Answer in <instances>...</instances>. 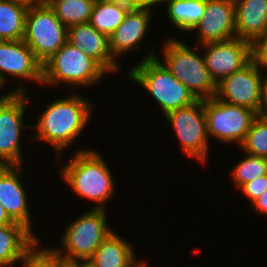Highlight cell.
Returning a JSON list of instances; mask_svg holds the SVG:
<instances>
[{
    "instance_id": "1",
    "label": "cell",
    "mask_w": 267,
    "mask_h": 267,
    "mask_svg": "<svg viewBox=\"0 0 267 267\" xmlns=\"http://www.w3.org/2000/svg\"><path fill=\"white\" fill-rule=\"evenodd\" d=\"M91 105L77 93L50 103L36 125L32 126L37 130L34 138L51 144L59 157L62 150L83 132L92 114Z\"/></svg>"
},
{
    "instance_id": "2",
    "label": "cell",
    "mask_w": 267,
    "mask_h": 267,
    "mask_svg": "<svg viewBox=\"0 0 267 267\" xmlns=\"http://www.w3.org/2000/svg\"><path fill=\"white\" fill-rule=\"evenodd\" d=\"M90 150H78L60 170L62 179L81 198L96 202L94 209H105L104 203L114 194L112 173L103 156Z\"/></svg>"
},
{
    "instance_id": "3",
    "label": "cell",
    "mask_w": 267,
    "mask_h": 267,
    "mask_svg": "<svg viewBox=\"0 0 267 267\" xmlns=\"http://www.w3.org/2000/svg\"><path fill=\"white\" fill-rule=\"evenodd\" d=\"M155 52L129 71L131 81L141 85L160 105L164 115L192 105L197 99L158 59Z\"/></svg>"
},
{
    "instance_id": "4",
    "label": "cell",
    "mask_w": 267,
    "mask_h": 267,
    "mask_svg": "<svg viewBox=\"0 0 267 267\" xmlns=\"http://www.w3.org/2000/svg\"><path fill=\"white\" fill-rule=\"evenodd\" d=\"M163 45L165 67L188 88L194 97L197 100L214 97L217 84L206 67L204 57L199 56L197 46L190 49L184 42L174 38L166 39Z\"/></svg>"
},
{
    "instance_id": "5",
    "label": "cell",
    "mask_w": 267,
    "mask_h": 267,
    "mask_svg": "<svg viewBox=\"0 0 267 267\" xmlns=\"http://www.w3.org/2000/svg\"><path fill=\"white\" fill-rule=\"evenodd\" d=\"M105 212V209L93 208L72 221L63 232L61 238L62 249L52 248L51 250L67 263L88 261L113 231L106 223Z\"/></svg>"
},
{
    "instance_id": "6",
    "label": "cell",
    "mask_w": 267,
    "mask_h": 267,
    "mask_svg": "<svg viewBox=\"0 0 267 267\" xmlns=\"http://www.w3.org/2000/svg\"><path fill=\"white\" fill-rule=\"evenodd\" d=\"M67 35L68 28L45 0L29 6L23 41L42 65L65 44Z\"/></svg>"
},
{
    "instance_id": "7",
    "label": "cell",
    "mask_w": 267,
    "mask_h": 267,
    "mask_svg": "<svg viewBox=\"0 0 267 267\" xmlns=\"http://www.w3.org/2000/svg\"><path fill=\"white\" fill-rule=\"evenodd\" d=\"M107 72L68 41L43 64V83L90 86Z\"/></svg>"
},
{
    "instance_id": "8",
    "label": "cell",
    "mask_w": 267,
    "mask_h": 267,
    "mask_svg": "<svg viewBox=\"0 0 267 267\" xmlns=\"http://www.w3.org/2000/svg\"><path fill=\"white\" fill-rule=\"evenodd\" d=\"M208 137L240 145L257 113L249 108L229 104L216 98L204 100Z\"/></svg>"
},
{
    "instance_id": "9",
    "label": "cell",
    "mask_w": 267,
    "mask_h": 267,
    "mask_svg": "<svg viewBox=\"0 0 267 267\" xmlns=\"http://www.w3.org/2000/svg\"><path fill=\"white\" fill-rule=\"evenodd\" d=\"M164 116L181 142L185 155L205 162L209 139L204 100H197L190 106L172 110Z\"/></svg>"
},
{
    "instance_id": "10",
    "label": "cell",
    "mask_w": 267,
    "mask_h": 267,
    "mask_svg": "<svg viewBox=\"0 0 267 267\" xmlns=\"http://www.w3.org/2000/svg\"><path fill=\"white\" fill-rule=\"evenodd\" d=\"M26 93H14L7 101L0 103V165H22L20 138L27 100Z\"/></svg>"
},
{
    "instance_id": "11",
    "label": "cell",
    "mask_w": 267,
    "mask_h": 267,
    "mask_svg": "<svg viewBox=\"0 0 267 267\" xmlns=\"http://www.w3.org/2000/svg\"><path fill=\"white\" fill-rule=\"evenodd\" d=\"M261 68L253 61L217 83L215 97L219 100L243 106L258 114L262 77Z\"/></svg>"
},
{
    "instance_id": "12",
    "label": "cell",
    "mask_w": 267,
    "mask_h": 267,
    "mask_svg": "<svg viewBox=\"0 0 267 267\" xmlns=\"http://www.w3.org/2000/svg\"><path fill=\"white\" fill-rule=\"evenodd\" d=\"M202 45L206 67L216 84L252 61V43L237 37Z\"/></svg>"
},
{
    "instance_id": "13",
    "label": "cell",
    "mask_w": 267,
    "mask_h": 267,
    "mask_svg": "<svg viewBox=\"0 0 267 267\" xmlns=\"http://www.w3.org/2000/svg\"><path fill=\"white\" fill-rule=\"evenodd\" d=\"M204 12L191 30L198 31V45L236 38L234 0H205Z\"/></svg>"
},
{
    "instance_id": "14",
    "label": "cell",
    "mask_w": 267,
    "mask_h": 267,
    "mask_svg": "<svg viewBox=\"0 0 267 267\" xmlns=\"http://www.w3.org/2000/svg\"><path fill=\"white\" fill-rule=\"evenodd\" d=\"M5 73L43 84V65L23 40L0 41V77L6 83Z\"/></svg>"
},
{
    "instance_id": "15",
    "label": "cell",
    "mask_w": 267,
    "mask_h": 267,
    "mask_svg": "<svg viewBox=\"0 0 267 267\" xmlns=\"http://www.w3.org/2000/svg\"><path fill=\"white\" fill-rule=\"evenodd\" d=\"M22 165H0V203L8 216L32 232L27 194L20 180ZM19 173V174H18Z\"/></svg>"
},
{
    "instance_id": "16",
    "label": "cell",
    "mask_w": 267,
    "mask_h": 267,
    "mask_svg": "<svg viewBox=\"0 0 267 267\" xmlns=\"http://www.w3.org/2000/svg\"><path fill=\"white\" fill-rule=\"evenodd\" d=\"M67 41L95 60L107 73L119 70L109 48V37L98 32L89 22L68 27Z\"/></svg>"
},
{
    "instance_id": "17",
    "label": "cell",
    "mask_w": 267,
    "mask_h": 267,
    "mask_svg": "<svg viewBox=\"0 0 267 267\" xmlns=\"http://www.w3.org/2000/svg\"><path fill=\"white\" fill-rule=\"evenodd\" d=\"M151 8H131L123 22L109 36V48L113 59L132 49H137L141 44L151 20Z\"/></svg>"
},
{
    "instance_id": "18",
    "label": "cell",
    "mask_w": 267,
    "mask_h": 267,
    "mask_svg": "<svg viewBox=\"0 0 267 267\" xmlns=\"http://www.w3.org/2000/svg\"><path fill=\"white\" fill-rule=\"evenodd\" d=\"M39 242L34 233L20 223L0 226V267H14L16 261L23 262Z\"/></svg>"
},
{
    "instance_id": "19",
    "label": "cell",
    "mask_w": 267,
    "mask_h": 267,
    "mask_svg": "<svg viewBox=\"0 0 267 267\" xmlns=\"http://www.w3.org/2000/svg\"><path fill=\"white\" fill-rule=\"evenodd\" d=\"M236 37L253 43L267 31V0H234Z\"/></svg>"
},
{
    "instance_id": "20",
    "label": "cell",
    "mask_w": 267,
    "mask_h": 267,
    "mask_svg": "<svg viewBox=\"0 0 267 267\" xmlns=\"http://www.w3.org/2000/svg\"><path fill=\"white\" fill-rule=\"evenodd\" d=\"M132 245L112 231L88 262L93 267H133L136 264Z\"/></svg>"
},
{
    "instance_id": "21",
    "label": "cell",
    "mask_w": 267,
    "mask_h": 267,
    "mask_svg": "<svg viewBox=\"0 0 267 267\" xmlns=\"http://www.w3.org/2000/svg\"><path fill=\"white\" fill-rule=\"evenodd\" d=\"M29 5L16 0H0V41L23 40Z\"/></svg>"
},
{
    "instance_id": "22",
    "label": "cell",
    "mask_w": 267,
    "mask_h": 267,
    "mask_svg": "<svg viewBox=\"0 0 267 267\" xmlns=\"http://www.w3.org/2000/svg\"><path fill=\"white\" fill-rule=\"evenodd\" d=\"M131 8L113 0H96L89 23L100 33L110 36L123 22Z\"/></svg>"
},
{
    "instance_id": "23",
    "label": "cell",
    "mask_w": 267,
    "mask_h": 267,
    "mask_svg": "<svg viewBox=\"0 0 267 267\" xmlns=\"http://www.w3.org/2000/svg\"><path fill=\"white\" fill-rule=\"evenodd\" d=\"M167 16L179 30L191 31L204 16L205 0H165Z\"/></svg>"
},
{
    "instance_id": "24",
    "label": "cell",
    "mask_w": 267,
    "mask_h": 267,
    "mask_svg": "<svg viewBox=\"0 0 267 267\" xmlns=\"http://www.w3.org/2000/svg\"><path fill=\"white\" fill-rule=\"evenodd\" d=\"M56 17L68 28L88 23L96 0H45Z\"/></svg>"
},
{
    "instance_id": "25",
    "label": "cell",
    "mask_w": 267,
    "mask_h": 267,
    "mask_svg": "<svg viewBox=\"0 0 267 267\" xmlns=\"http://www.w3.org/2000/svg\"><path fill=\"white\" fill-rule=\"evenodd\" d=\"M245 153L267 158V117L257 116L240 144Z\"/></svg>"
},
{
    "instance_id": "26",
    "label": "cell",
    "mask_w": 267,
    "mask_h": 267,
    "mask_svg": "<svg viewBox=\"0 0 267 267\" xmlns=\"http://www.w3.org/2000/svg\"><path fill=\"white\" fill-rule=\"evenodd\" d=\"M244 157L232 170V178L237 188L257 178L267 175V158L252 156Z\"/></svg>"
},
{
    "instance_id": "27",
    "label": "cell",
    "mask_w": 267,
    "mask_h": 267,
    "mask_svg": "<svg viewBox=\"0 0 267 267\" xmlns=\"http://www.w3.org/2000/svg\"><path fill=\"white\" fill-rule=\"evenodd\" d=\"M21 263L23 267H63V259L50 248L37 250L35 247Z\"/></svg>"
},
{
    "instance_id": "28",
    "label": "cell",
    "mask_w": 267,
    "mask_h": 267,
    "mask_svg": "<svg viewBox=\"0 0 267 267\" xmlns=\"http://www.w3.org/2000/svg\"><path fill=\"white\" fill-rule=\"evenodd\" d=\"M252 61L267 72V31L252 43Z\"/></svg>"
},
{
    "instance_id": "29",
    "label": "cell",
    "mask_w": 267,
    "mask_h": 267,
    "mask_svg": "<svg viewBox=\"0 0 267 267\" xmlns=\"http://www.w3.org/2000/svg\"><path fill=\"white\" fill-rule=\"evenodd\" d=\"M240 190L251 202L267 191V175L257 178L251 182L244 184Z\"/></svg>"
},
{
    "instance_id": "30",
    "label": "cell",
    "mask_w": 267,
    "mask_h": 267,
    "mask_svg": "<svg viewBox=\"0 0 267 267\" xmlns=\"http://www.w3.org/2000/svg\"><path fill=\"white\" fill-rule=\"evenodd\" d=\"M257 115L261 117H267V73L266 71L262 77L260 107H259V111Z\"/></svg>"
},
{
    "instance_id": "31",
    "label": "cell",
    "mask_w": 267,
    "mask_h": 267,
    "mask_svg": "<svg viewBox=\"0 0 267 267\" xmlns=\"http://www.w3.org/2000/svg\"><path fill=\"white\" fill-rule=\"evenodd\" d=\"M251 204H253L257 213L267 215V191L256 198Z\"/></svg>"
},
{
    "instance_id": "32",
    "label": "cell",
    "mask_w": 267,
    "mask_h": 267,
    "mask_svg": "<svg viewBox=\"0 0 267 267\" xmlns=\"http://www.w3.org/2000/svg\"><path fill=\"white\" fill-rule=\"evenodd\" d=\"M6 83L3 81V79L0 77V89L3 87V85H5ZM19 87L16 88L15 90H13L12 92L8 93V95H1L0 96V103H3L5 101H7L14 93H25V89L22 85H18Z\"/></svg>"
},
{
    "instance_id": "33",
    "label": "cell",
    "mask_w": 267,
    "mask_h": 267,
    "mask_svg": "<svg viewBox=\"0 0 267 267\" xmlns=\"http://www.w3.org/2000/svg\"><path fill=\"white\" fill-rule=\"evenodd\" d=\"M14 221L8 216L6 210L0 203V226L12 224Z\"/></svg>"
},
{
    "instance_id": "34",
    "label": "cell",
    "mask_w": 267,
    "mask_h": 267,
    "mask_svg": "<svg viewBox=\"0 0 267 267\" xmlns=\"http://www.w3.org/2000/svg\"><path fill=\"white\" fill-rule=\"evenodd\" d=\"M164 1L165 0H137V8L153 7L157 3H162Z\"/></svg>"
},
{
    "instance_id": "35",
    "label": "cell",
    "mask_w": 267,
    "mask_h": 267,
    "mask_svg": "<svg viewBox=\"0 0 267 267\" xmlns=\"http://www.w3.org/2000/svg\"><path fill=\"white\" fill-rule=\"evenodd\" d=\"M72 267H93L88 261H75L69 263Z\"/></svg>"
},
{
    "instance_id": "36",
    "label": "cell",
    "mask_w": 267,
    "mask_h": 267,
    "mask_svg": "<svg viewBox=\"0 0 267 267\" xmlns=\"http://www.w3.org/2000/svg\"><path fill=\"white\" fill-rule=\"evenodd\" d=\"M128 5L130 8H137V0H113Z\"/></svg>"
},
{
    "instance_id": "37",
    "label": "cell",
    "mask_w": 267,
    "mask_h": 267,
    "mask_svg": "<svg viewBox=\"0 0 267 267\" xmlns=\"http://www.w3.org/2000/svg\"><path fill=\"white\" fill-rule=\"evenodd\" d=\"M16 1H20V2H23L29 6H32L34 4H38V3H41L43 0H16Z\"/></svg>"
},
{
    "instance_id": "38",
    "label": "cell",
    "mask_w": 267,
    "mask_h": 267,
    "mask_svg": "<svg viewBox=\"0 0 267 267\" xmlns=\"http://www.w3.org/2000/svg\"><path fill=\"white\" fill-rule=\"evenodd\" d=\"M133 267H147V264L144 261H142V262L137 261V263Z\"/></svg>"
},
{
    "instance_id": "39",
    "label": "cell",
    "mask_w": 267,
    "mask_h": 267,
    "mask_svg": "<svg viewBox=\"0 0 267 267\" xmlns=\"http://www.w3.org/2000/svg\"><path fill=\"white\" fill-rule=\"evenodd\" d=\"M63 267H72V266L63 259Z\"/></svg>"
}]
</instances>
